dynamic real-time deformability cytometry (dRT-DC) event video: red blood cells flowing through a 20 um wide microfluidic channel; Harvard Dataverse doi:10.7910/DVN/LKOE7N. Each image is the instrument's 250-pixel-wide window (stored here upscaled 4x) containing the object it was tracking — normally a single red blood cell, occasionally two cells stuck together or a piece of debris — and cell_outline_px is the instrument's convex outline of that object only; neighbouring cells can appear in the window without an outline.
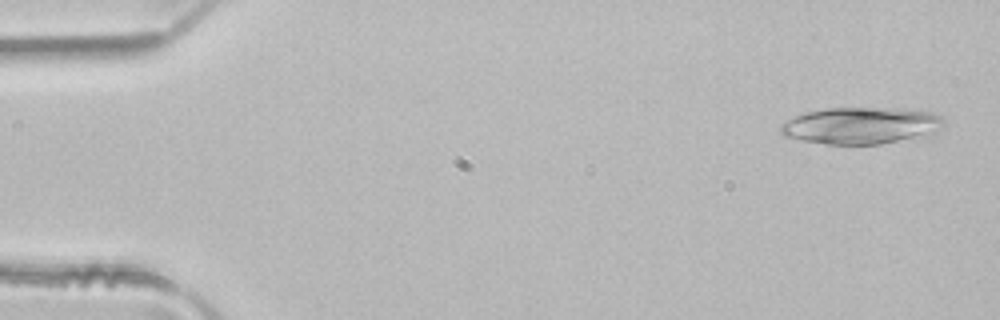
{"species": "common noctule bat (a hibernating species)", "species_latin": "Nyctalus noctula", "temperature_condition": "room temperature", "stored_images_in_passage": 4, "camera_frame_rate_fps": 3000, "um_per_image_px": 0.085, "animal": {"sex": "male", "body_mass_g": 21.5, "forearm_length_mm": 52.0}, "frame": {"image": 1, "passage_image": 1, "time_ms": 0.0, "image_size_px": [1000, 320], "cell_outline_px": [[944, 124], [932, 136], [924, 140], [880, 144], [828, 144], [804, 140], [784, 136], [780, 132], [780, 124], [804, 112], [824, 108], [920, 108], [932, 112], [940, 116], [944, 120]], "centroid_in_image_um": [73.35, 10.68], "position_along_channel_um": 11.7, "area_um2": 36.13}}